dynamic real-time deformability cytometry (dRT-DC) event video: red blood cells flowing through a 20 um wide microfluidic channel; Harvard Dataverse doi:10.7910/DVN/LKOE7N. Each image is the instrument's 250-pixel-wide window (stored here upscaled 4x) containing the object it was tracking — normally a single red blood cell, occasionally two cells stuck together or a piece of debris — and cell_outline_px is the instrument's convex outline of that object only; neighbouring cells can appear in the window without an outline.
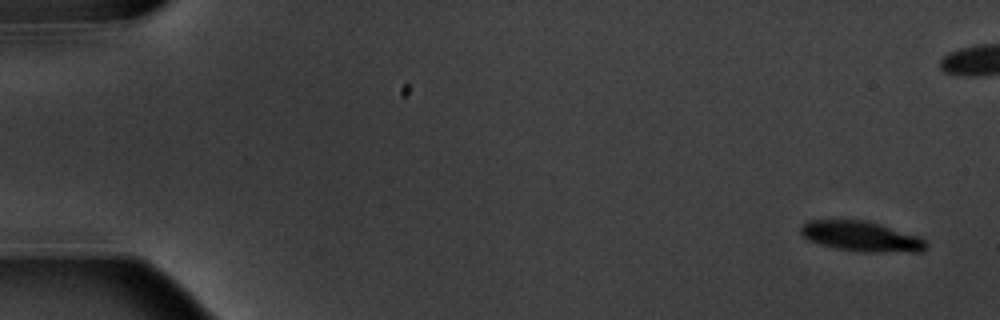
{"species": "common noctule bat (a hibernating species)", "species_latin": "Nyctalus noctula", "temperature_condition": "warm", "stored_images_in_passage": 6, "camera_frame_rate_fps": 3000, "um_per_image_px": 0.085, "animal": {"sex": "male", "body_mass_g": 20.1, "forearm_length_mm": 53.5}, "frame": {"image": 1, "passage_image": 1, "time_ms": 0.0, "image_size_px": [1000, 320], "cell_outline_px": [[928, 248], [924, 252], [860, 252], [836, 248], [820, 244], [808, 240], [800, 232], [800, 228], [808, 220], [864, 220], [880, 224], [920, 236], [928, 244]], "centroid_in_image_um": [73.27, 20.1], "position_along_channel_um": 11.7, "area_um2": 22.2}}
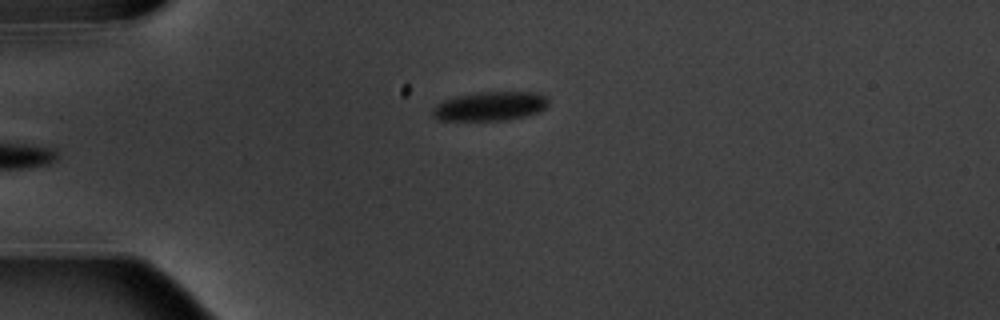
{"frame": {"image": 2, "passage_image": 6, "time_ms": 6.0, "image_size_px": [1000, 320], "cell_outline_px": [[548, 104], [540, 112], [508, 120], [440, 120], [432, 116], [432, 108], [444, 100], [460, 96], [480, 92], [532, 92], [544, 96], [548, 100]], "centroid_in_image_um": [41.66, 9.04], "position_along_channel_um": 43.3, "area_um2": 19.36}}